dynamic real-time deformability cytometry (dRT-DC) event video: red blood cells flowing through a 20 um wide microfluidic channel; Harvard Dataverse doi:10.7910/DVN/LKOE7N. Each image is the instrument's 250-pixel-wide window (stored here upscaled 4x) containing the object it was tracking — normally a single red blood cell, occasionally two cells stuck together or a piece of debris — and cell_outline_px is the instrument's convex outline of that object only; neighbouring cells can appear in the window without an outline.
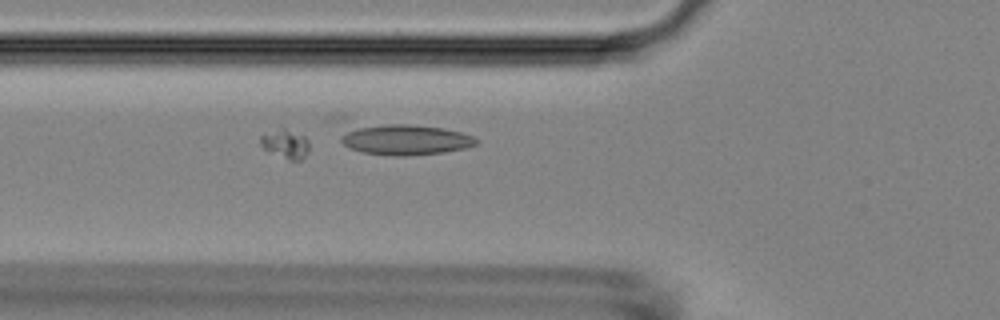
{"species": "Egyptian fruit bat (a non-hibernating species)", "species_latin": "Rousettus aegyptiacus", "temperature_condition": "room temperature", "stored_images_in_passage": 43, "camera_frame_rate_fps": 3000, "um_per_image_px": 0.085, "animal": {"sex": "female"}, "frame": {"image": 1, "passage_image": 19, "time_ms": 6.0, "image_size_px": [1000, 320], "cell_outline_px": [[480, 140], [476, 144], [464, 148], [444, 152], [404, 156], [392, 156], [364, 152], [352, 148], [344, 144], [340, 140], [340, 136], [348, 128], [388, 124], [412, 124], [444, 128], [460, 132], [472, 136]], "centroid_in_image_um": [34.46, 11.87], "position_along_channel_um": 91.3, "area_um2": 23.87}}